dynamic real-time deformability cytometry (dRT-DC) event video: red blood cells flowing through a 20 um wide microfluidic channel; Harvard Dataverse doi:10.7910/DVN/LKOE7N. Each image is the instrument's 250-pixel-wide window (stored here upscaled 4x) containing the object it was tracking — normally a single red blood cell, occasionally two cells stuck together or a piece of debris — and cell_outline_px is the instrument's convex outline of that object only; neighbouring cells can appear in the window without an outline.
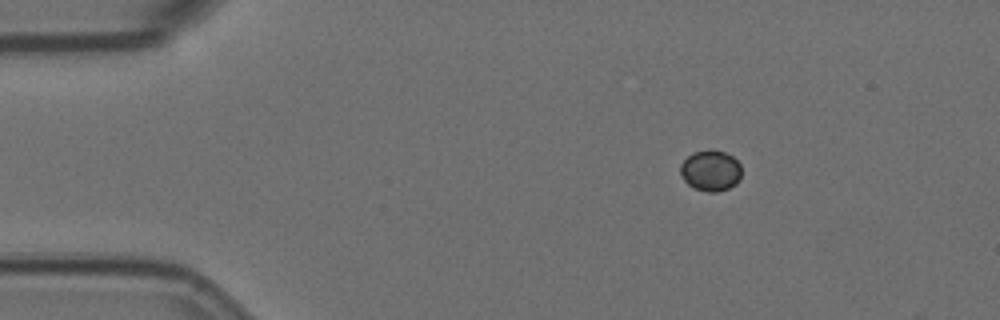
{"species": "Egyptian fruit bat (a non-hibernating species)", "species_latin": "Rousettus aegyptiacus", "temperature_condition": "room temperature", "stored_images_in_passage": 49, "camera_frame_rate_fps": 3000, "um_per_image_px": 0.085, "animal": {"sex": "female"}, "frame": {"image": 1, "passage_image": 1, "time_ms": 0.0, "image_size_px": [1000, 320], "cell_outline_px": [[740, 180], [736, 184], [728, 188], [716, 192], [708, 192], [696, 188], [688, 184], [684, 180], [680, 172], [680, 164], [692, 152], [724, 152], [732, 156], [740, 164]], "centroid_in_image_um": [60.4, 14.53], "position_along_channel_um": 24.6, "area_um2": 14.16}}
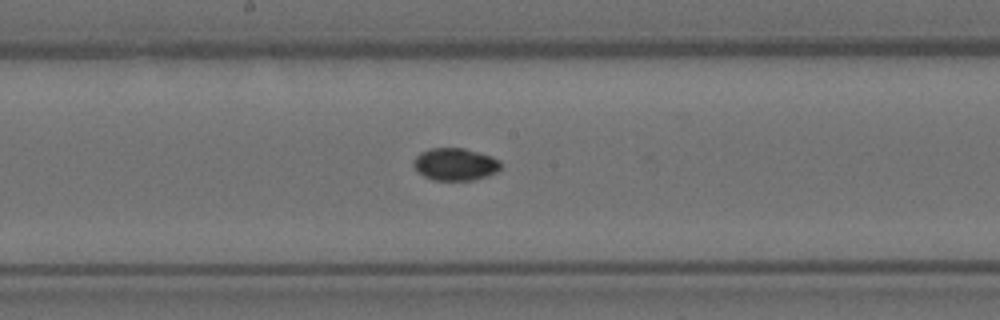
{"frame": {"image": 2, "passage_image": 22, "time_ms": 7.0, "image_size_px": [1000, 320], "cell_outline_px": [[500, 168], [496, 172], [488, 176], [472, 180], [432, 180], [416, 172], [412, 164], [412, 160], [420, 152], [432, 148], [464, 148], [492, 156], [500, 160]], "centroid_in_image_um": [38.65, 13.96], "position_along_channel_um": 209.5, "area_um2": 16.65}}
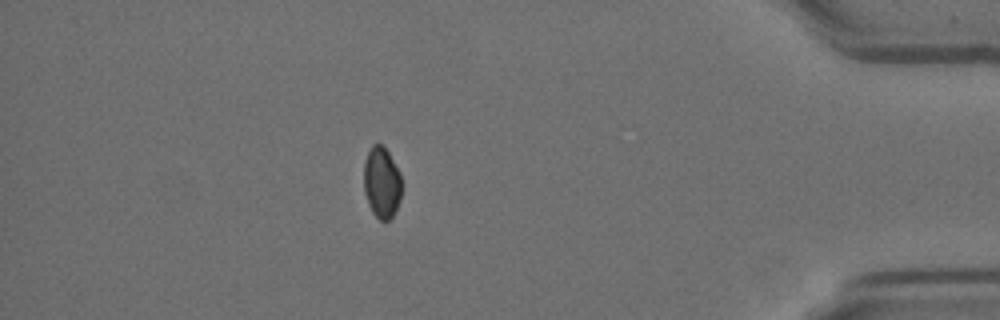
{"frame": {"image": 3, "passage_image": 42, "time_ms": 13.667, "image_size_px": [1000, 320], "cell_outline_px": [[400, 196], [396, 208], [392, 216], [388, 220], [380, 220], [372, 212], [368, 204], [364, 192], [364, 164], [368, 152], [372, 144], [380, 144], [388, 152], [400, 172]], "centroid_in_image_um": [32.42, 15.51], "position_along_channel_um": 402.8, "area_um2": 15.43}}